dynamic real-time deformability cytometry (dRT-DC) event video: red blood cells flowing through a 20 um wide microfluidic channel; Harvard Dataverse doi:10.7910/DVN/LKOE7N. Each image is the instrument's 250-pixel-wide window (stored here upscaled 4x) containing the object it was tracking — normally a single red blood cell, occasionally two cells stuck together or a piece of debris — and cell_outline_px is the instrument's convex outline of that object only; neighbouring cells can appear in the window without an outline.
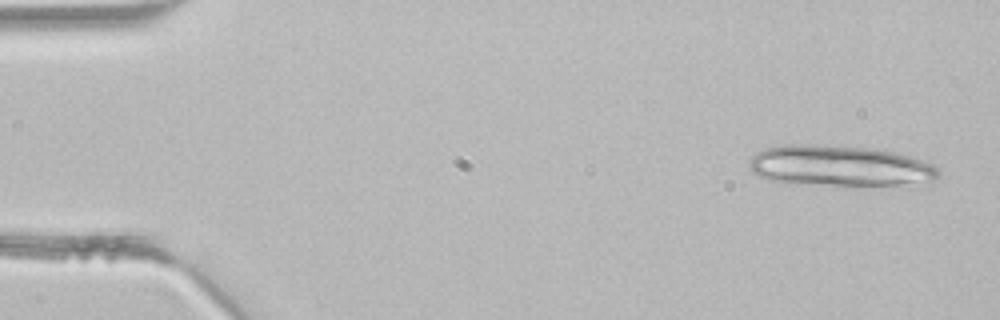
{"species": "common noctule bat (a hibernating species)", "species_latin": "Nyctalus noctula", "temperature_condition": "room temperature", "stored_images_in_passage": 4, "camera_frame_rate_fps": 3000, "um_per_image_px": 0.085, "animal": {"sex": "male", "body_mass_g": 21.5, "forearm_length_mm": 52.0}, "frame": {"image": 1, "passage_image": 1, "time_ms": 0.0, "image_size_px": [1000, 320], "cell_outline_px": [[940, 176], [932, 184], [908, 188], [832, 184], [768, 180], [752, 172], [748, 168], [748, 160], [756, 152], [764, 148], [784, 144], [820, 144], [872, 148], [892, 152], [908, 156], [932, 164], [940, 172]], "centroid_in_image_um": [71.52, 14.12], "position_along_channel_um": 13.5, "area_um2": 46.18}}